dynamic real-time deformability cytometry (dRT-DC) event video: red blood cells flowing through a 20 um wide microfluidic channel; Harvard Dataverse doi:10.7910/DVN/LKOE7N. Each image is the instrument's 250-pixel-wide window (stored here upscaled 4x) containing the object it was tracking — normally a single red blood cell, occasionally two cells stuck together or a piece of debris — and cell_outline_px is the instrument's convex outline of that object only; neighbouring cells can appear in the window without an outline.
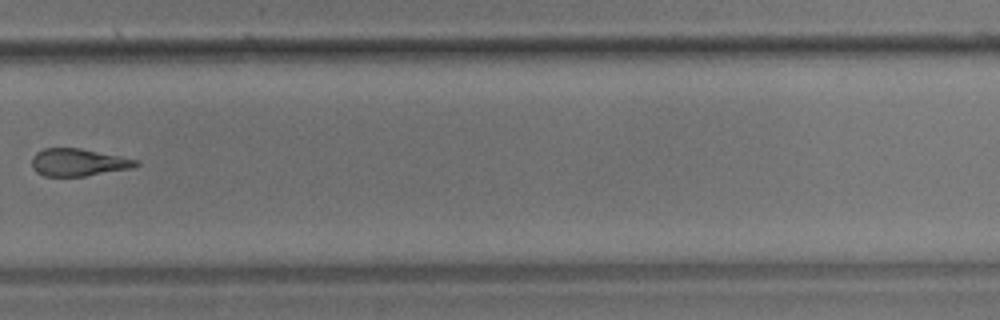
{"species": "common noctule bat (a hibernating species)", "species_latin": "Nyctalus noctula", "temperature_condition": "room temperature", "stored_images_in_passage": 13, "camera_frame_rate_fps": 3000, "um_per_image_px": 0.085, "animal": {"sex": "male", "body_mass_g": 17.9}, "frame": {"image": 1, "passage_image": 10, "time_ms": 3.0, "image_size_px": [1000, 320], "cell_outline_px": [[140, 164], [132, 168], [84, 176], [44, 176], [36, 172], [32, 168], [32, 156], [36, 152], [44, 148], [80, 148], [140, 160]], "centroid_in_image_um": [6.65, 13.8], "position_along_channel_um": 323.2, "area_um2": 16.7}}